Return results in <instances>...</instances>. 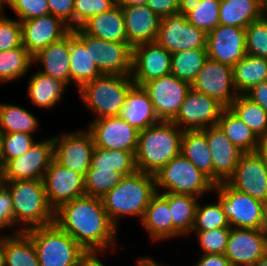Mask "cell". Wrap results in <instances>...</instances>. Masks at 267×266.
I'll return each instance as SVG.
<instances>
[{
  "mask_svg": "<svg viewBox=\"0 0 267 266\" xmlns=\"http://www.w3.org/2000/svg\"><path fill=\"white\" fill-rule=\"evenodd\" d=\"M54 222L89 254L104 253L116 245L117 228L101 198L84 195L63 204L55 211Z\"/></svg>",
  "mask_w": 267,
  "mask_h": 266,
  "instance_id": "6da1fadb",
  "label": "cell"
},
{
  "mask_svg": "<svg viewBox=\"0 0 267 266\" xmlns=\"http://www.w3.org/2000/svg\"><path fill=\"white\" fill-rule=\"evenodd\" d=\"M183 130L171 121H160L139 131L135 152L137 171L156 174L181 152Z\"/></svg>",
  "mask_w": 267,
  "mask_h": 266,
  "instance_id": "7a4b0ae2",
  "label": "cell"
},
{
  "mask_svg": "<svg viewBox=\"0 0 267 266\" xmlns=\"http://www.w3.org/2000/svg\"><path fill=\"white\" fill-rule=\"evenodd\" d=\"M157 193L153 174L136 171L124 176L121 181L102 198L108 218L118 229L121 216L142 217L151 198Z\"/></svg>",
  "mask_w": 267,
  "mask_h": 266,
  "instance_id": "3957f363",
  "label": "cell"
},
{
  "mask_svg": "<svg viewBox=\"0 0 267 266\" xmlns=\"http://www.w3.org/2000/svg\"><path fill=\"white\" fill-rule=\"evenodd\" d=\"M10 191L14 224L25 232L54 223L55 212L50 207L42 180L1 181ZM22 225V226H21Z\"/></svg>",
  "mask_w": 267,
  "mask_h": 266,
  "instance_id": "277c9868",
  "label": "cell"
},
{
  "mask_svg": "<svg viewBox=\"0 0 267 266\" xmlns=\"http://www.w3.org/2000/svg\"><path fill=\"white\" fill-rule=\"evenodd\" d=\"M32 239L40 266H80L89 255L55 222L25 231Z\"/></svg>",
  "mask_w": 267,
  "mask_h": 266,
  "instance_id": "5b68a950",
  "label": "cell"
},
{
  "mask_svg": "<svg viewBox=\"0 0 267 266\" xmlns=\"http://www.w3.org/2000/svg\"><path fill=\"white\" fill-rule=\"evenodd\" d=\"M131 75L102 74L79 89V97L94 113V119L118 116L129 89Z\"/></svg>",
  "mask_w": 267,
  "mask_h": 266,
  "instance_id": "8992f818",
  "label": "cell"
},
{
  "mask_svg": "<svg viewBox=\"0 0 267 266\" xmlns=\"http://www.w3.org/2000/svg\"><path fill=\"white\" fill-rule=\"evenodd\" d=\"M156 191L201 197L214 191L215 184L181 153L164 165L156 174Z\"/></svg>",
  "mask_w": 267,
  "mask_h": 266,
  "instance_id": "52a82bcc",
  "label": "cell"
},
{
  "mask_svg": "<svg viewBox=\"0 0 267 266\" xmlns=\"http://www.w3.org/2000/svg\"><path fill=\"white\" fill-rule=\"evenodd\" d=\"M214 190L231 228L261 229L265 203L236 190L227 182L216 184Z\"/></svg>",
  "mask_w": 267,
  "mask_h": 266,
  "instance_id": "ba28073f",
  "label": "cell"
},
{
  "mask_svg": "<svg viewBox=\"0 0 267 266\" xmlns=\"http://www.w3.org/2000/svg\"><path fill=\"white\" fill-rule=\"evenodd\" d=\"M74 35L90 47V56L102 74L131 75L132 47L128 42H112L85 34L80 28Z\"/></svg>",
  "mask_w": 267,
  "mask_h": 266,
  "instance_id": "9c48e42d",
  "label": "cell"
},
{
  "mask_svg": "<svg viewBox=\"0 0 267 266\" xmlns=\"http://www.w3.org/2000/svg\"><path fill=\"white\" fill-rule=\"evenodd\" d=\"M207 34L187 21L180 11L160 20L156 42L171 54L178 51L206 48Z\"/></svg>",
  "mask_w": 267,
  "mask_h": 266,
  "instance_id": "30bf717a",
  "label": "cell"
},
{
  "mask_svg": "<svg viewBox=\"0 0 267 266\" xmlns=\"http://www.w3.org/2000/svg\"><path fill=\"white\" fill-rule=\"evenodd\" d=\"M53 159V137L38 141L26 153L4 165L1 181L42 180Z\"/></svg>",
  "mask_w": 267,
  "mask_h": 266,
  "instance_id": "8fae6325",
  "label": "cell"
},
{
  "mask_svg": "<svg viewBox=\"0 0 267 266\" xmlns=\"http://www.w3.org/2000/svg\"><path fill=\"white\" fill-rule=\"evenodd\" d=\"M54 160L85 177L91 167L94 140L89 130L53 136Z\"/></svg>",
  "mask_w": 267,
  "mask_h": 266,
  "instance_id": "7c38bea8",
  "label": "cell"
},
{
  "mask_svg": "<svg viewBox=\"0 0 267 266\" xmlns=\"http://www.w3.org/2000/svg\"><path fill=\"white\" fill-rule=\"evenodd\" d=\"M224 108L214 98L191 88L171 122L183 131L206 129L218 124L220 114Z\"/></svg>",
  "mask_w": 267,
  "mask_h": 266,
  "instance_id": "4fadbf2b",
  "label": "cell"
},
{
  "mask_svg": "<svg viewBox=\"0 0 267 266\" xmlns=\"http://www.w3.org/2000/svg\"><path fill=\"white\" fill-rule=\"evenodd\" d=\"M46 197L54 212L63 204L86 195L85 177L54 159L43 176Z\"/></svg>",
  "mask_w": 267,
  "mask_h": 266,
  "instance_id": "5bb4252c",
  "label": "cell"
},
{
  "mask_svg": "<svg viewBox=\"0 0 267 266\" xmlns=\"http://www.w3.org/2000/svg\"><path fill=\"white\" fill-rule=\"evenodd\" d=\"M153 104L156 116L160 121H171L190 91L191 84L179 80L172 74L144 83Z\"/></svg>",
  "mask_w": 267,
  "mask_h": 266,
  "instance_id": "9a60e30c",
  "label": "cell"
},
{
  "mask_svg": "<svg viewBox=\"0 0 267 266\" xmlns=\"http://www.w3.org/2000/svg\"><path fill=\"white\" fill-rule=\"evenodd\" d=\"M191 87L199 93L214 98L224 107H229L238 95L233 82L232 67L209 58Z\"/></svg>",
  "mask_w": 267,
  "mask_h": 266,
  "instance_id": "2e32d148",
  "label": "cell"
},
{
  "mask_svg": "<svg viewBox=\"0 0 267 266\" xmlns=\"http://www.w3.org/2000/svg\"><path fill=\"white\" fill-rule=\"evenodd\" d=\"M172 54L157 42L143 43L132 48V73L134 84L144 83L171 74Z\"/></svg>",
  "mask_w": 267,
  "mask_h": 266,
  "instance_id": "e0dca14e",
  "label": "cell"
},
{
  "mask_svg": "<svg viewBox=\"0 0 267 266\" xmlns=\"http://www.w3.org/2000/svg\"><path fill=\"white\" fill-rule=\"evenodd\" d=\"M88 130L95 147L136 152L139 131L118 116L92 121Z\"/></svg>",
  "mask_w": 267,
  "mask_h": 266,
  "instance_id": "ac0fdd59",
  "label": "cell"
},
{
  "mask_svg": "<svg viewBox=\"0 0 267 266\" xmlns=\"http://www.w3.org/2000/svg\"><path fill=\"white\" fill-rule=\"evenodd\" d=\"M224 255L230 265L254 266L267 255V236L261 229L231 228Z\"/></svg>",
  "mask_w": 267,
  "mask_h": 266,
  "instance_id": "d6986e66",
  "label": "cell"
},
{
  "mask_svg": "<svg viewBox=\"0 0 267 266\" xmlns=\"http://www.w3.org/2000/svg\"><path fill=\"white\" fill-rule=\"evenodd\" d=\"M227 183L236 190L267 203V167L257 152L241 155Z\"/></svg>",
  "mask_w": 267,
  "mask_h": 266,
  "instance_id": "ffe728a7",
  "label": "cell"
},
{
  "mask_svg": "<svg viewBox=\"0 0 267 266\" xmlns=\"http://www.w3.org/2000/svg\"><path fill=\"white\" fill-rule=\"evenodd\" d=\"M208 58L233 67L246 54L245 29L218 25L207 33Z\"/></svg>",
  "mask_w": 267,
  "mask_h": 266,
  "instance_id": "44dd1931",
  "label": "cell"
},
{
  "mask_svg": "<svg viewBox=\"0 0 267 266\" xmlns=\"http://www.w3.org/2000/svg\"><path fill=\"white\" fill-rule=\"evenodd\" d=\"M21 28L22 44L32 56L62 39L72 30L61 19L51 14L21 21Z\"/></svg>",
  "mask_w": 267,
  "mask_h": 266,
  "instance_id": "7402d4cb",
  "label": "cell"
},
{
  "mask_svg": "<svg viewBox=\"0 0 267 266\" xmlns=\"http://www.w3.org/2000/svg\"><path fill=\"white\" fill-rule=\"evenodd\" d=\"M210 148L213 162V183L227 182L233 175L242 152L218 125L202 129Z\"/></svg>",
  "mask_w": 267,
  "mask_h": 266,
  "instance_id": "603a6c76",
  "label": "cell"
},
{
  "mask_svg": "<svg viewBox=\"0 0 267 266\" xmlns=\"http://www.w3.org/2000/svg\"><path fill=\"white\" fill-rule=\"evenodd\" d=\"M127 42L133 48L143 43L156 42L161 18L147 5L121 7Z\"/></svg>",
  "mask_w": 267,
  "mask_h": 266,
  "instance_id": "cb8c5ba5",
  "label": "cell"
},
{
  "mask_svg": "<svg viewBox=\"0 0 267 266\" xmlns=\"http://www.w3.org/2000/svg\"><path fill=\"white\" fill-rule=\"evenodd\" d=\"M118 117L129 125L142 131L160 122L147 91L143 86L134 84L126 96Z\"/></svg>",
  "mask_w": 267,
  "mask_h": 266,
  "instance_id": "d4e9b609",
  "label": "cell"
},
{
  "mask_svg": "<svg viewBox=\"0 0 267 266\" xmlns=\"http://www.w3.org/2000/svg\"><path fill=\"white\" fill-rule=\"evenodd\" d=\"M33 62L42 63L39 70L47 76L63 81L67 86L70 77V32L62 39L53 42L33 55Z\"/></svg>",
  "mask_w": 267,
  "mask_h": 266,
  "instance_id": "484cf974",
  "label": "cell"
},
{
  "mask_svg": "<svg viewBox=\"0 0 267 266\" xmlns=\"http://www.w3.org/2000/svg\"><path fill=\"white\" fill-rule=\"evenodd\" d=\"M85 34L112 42H127L125 20L121 6L94 15L79 27Z\"/></svg>",
  "mask_w": 267,
  "mask_h": 266,
  "instance_id": "4316f807",
  "label": "cell"
},
{
  "mask_svg": "<svg viewBox=\"0 0 267 266\" xmlns=\"http://www.w3.org/2000/svg\"><path fill=\"white\" fill-rule=\"evenodd\" d=\"M141 223L153 241L173 238V221L169 203L159 192L151 198Z\"/></svg>",
  "mask_w": 267,
  "mask_h": 266,
  "instance_id": "83f0119b",
  "label": "cell"
},
{
  "mask_svg": "<svg viewBox=\"0 0 267 266\" xmlns=\"http://www.w3.org/2000/svg\"><path fill=\"white\" fill-rule=\"evenodd\" d=\"M180 153L213 182L211 152L202 130L183 131Z\"/></svg>",
  "mask_w": 267,
  "mask_h": 266,
  "instance_id": "f1b7e54d",
  "label": "cell"
},
{
  "mask_svg": "<svg viewBox=\"0 0 267 266\" xmlns=\"http://www.w3.org/2000/svg\"><path fill=\"white\" fill-rule=\"evenodd\" d=\"M99 71L90 56V47L85 45L70 31V77L79 90L85 83L99 77Z\"/></svg>",
  "mask_w": 267,
  "mask_h": 266,
  "instance_id": "f546056e",
  "label": "cell"
},
{
  "mask_svg": "<svg viewBox=\"0 0 267 266\" xmlns=\"http://www.w3.org/2000/svg\"><path fill=\"white\" fill-rule=\"evenodd\" d=\"M5 252V266H40L32 239L19 229L0 236Z\"/></svg>",
  "mask_w": 267,
  "mask_h": 266,
  "instance_id": "4dcf8cb0",
  "label": "cell"
},
{
  "mask_svg": "<svg viewBox=\"0 0 267 266\" xmlns=\"http://www.w3.org/2000/svg\"><path fill=\"white\" fill-rule=\"evenodd\" d=\"M28 96L39 108L51 109L62 99L67 85L39 70L28 81Z\"/></svg>",
  "mask_w": 267,
  "mask_h": 266,
  "instance_id": "1f68e13d",
  "label": "cell"
},
{
  "mask_svg": "<svg viewBox=\"0 0 267 266\" xmlns=\"http://www.w3.org/2000/svg\"><path fill=\"white\" fill-rule=\"evenodd\" d=\"M169 203L173 221V238L192 232L198 197L173 193H160Z\"/></svg>",
  "mask_w": 267,
  "mask_h": 266,
  "instance_id": "d6a6232c",
  "label": "cell"
},
{
  "mask_svg": "<svg viewBox=\"0 0 267 266\" xmlns=\"http://www.w3.org/2000/svg\"><path fill=\"white\" fill-rule=\"evenodd\" d=\"M260 0H220L219 25L246 28L260 19Z\"/></svg>",
  "mask_w": 267,
  "mask_h": 266,
  "instance_id": "836d02e7",
  "label": "cell"
},
{
  "mask_svg": "<svg viewBox=\"0 0 267 266\" xmlns=\"http://www.w3.org/2000/svg\"><path fill=\"white\" fill-rule=\"evenodd\" d=\"M233 82L238 94H244L251 87L267 81V59L246 54L233 67Z\"/></svg>",
  "mask_w": 267,
  "mask_h": 266,
  "instance_id": "e575fe53",
  "label": "cell"
},
{
  "mask_svg": "<svg viewBox=\"0 0 267 266\" xmlns=\"http://www.w3.org/2000/svg\"><path fill=\"white\" fill-rule=\"evenodd\" d=\"M217 125L242 152H256L259 138L229 107L222 110Z\"/></svg>",
  "mask_w": 267,
  "mask_h": 266,
  "instance_id": "d590c367",
  "label": "cell"
},
{
  "mask_svg": "<svg viewBox=\"0 0 267 266\" xmlns=\"http://www.w3.org/2000/svg\"><path fill=\"white\" fill-rule=\"evenodd\" d=\"M220 0H183L187 21L206 34L219 25Z\"/></svg>",
  "mask_w": 267,
  "mask_h": 266,
  "instance_id": "8d00e7d4",
  "label": "cell"
},
{
  "mask_svg": "<svg viewBox=\"0 0 267 266\" xmlns=\"http://www.w3.org/2000/svg\"><path fill=\"white\" fill-rule=\"evenodd\" d=\"M39 123L33 113L21 106L0 103V134H33V132L39 129Z\"/></svg>",
  "mask_w": 267,
  "mask_h": 266,
  "instance_id": "74e56055",
  "label": "cell"
},
{
  "mask_svg": "<svg viewBox=\"0 0 267 266\" xmlns=\"http://www.w3.org/2000/svg\"><path fill=\"white\" fill-rule=\"evenodd\" d=\"M91 167L117 171L123 176L134 174L137 171L135 152L94 147Z\"/></svg>",
  "mask_w": 267,
  "mask_h": 266,
  "instance_id": "f35d334b",
  "label": "cell"
},
{
  "mask_svg": "<svg viewBox=\"0 0 267 266\" xmlns=\"http://www.w3.org/2000/svg\"><path fill=\"white\" fill-rule=\"evenodd\" d=\"M229 108L260 139L267 136V111L244 94H238Z\"/></svg>",
  "mask_w": 267,
  "mask_h": 266,
  "instance_id": "ab89813d",
  "label": "cell"
},
{
  "mask_svg": "<svg viewBox=\"0 0 267 266\" xmlns=\"http://www.w3.org/2000/svg\"><path fill=\"white\" fill-rule=\"evenodd\" d=\"M208 59L207 48L178 51L171 56V74L192 84Z\"/></svg>",
  "mask_w": 267,
  "mask_h": 266,
  "instance_id": "60d3db41",
  "label": "cell"
},
{
  "mask_svg": "<svg viewBox=\"0 0 267 266\" xmlns=\"http://www.w3.org/2000/svg\"><path fill=\"white\" fill-rule=\"evenodd\" d=\"M33 56L22 45L20 47L0 51V83L20 79L32 67Z\"/></svg>",
  "mask_w": 267,
  "mask_h": 266,
  "instance_id": "b9f144b4",
  "label": "cell"
},
{
  "mask_svg": "<svg viewBox=\"0 0 267 266\" xmlns=\"http://www.w3.org/2000/svg\"><path fill=\"white\" fill-rule=\"evenodd\" d=\"M123 177L124 176L117 171L90 167L85 175V193L88 196L102 198L113 189Z\"/></svg>",
  "mask_w": 267,
  "mask_h": 266,
  "instance_id": "7bdbcfd3",
  "label": "cell"
},
{
  "mask_svg": "<svg viewBox=\"0 0 267 266\" xmlns=\"http://www.w3.org/2000/svg\"><path fill=\"white\" fill-rule=\"evenodd\" d=\"M230 227L220 202L197 205L192 230L207 231L214 228Z\"/></svg>",
  "mask_w": 267,
  "mask_h": 266,
  "instance_id": "ee69618b",
  "label": "cell"
},
{
  "mask_svg": "<svg viewBox=\"0 0 267 266\" xmlns=\"http://www.w3.org/2000/svg\"><path fill=\"white\" fill-rule=\"evenodd\" d=\"M35 143L32 134L29 133L0 134V149L3 165L9 160L26 153Z\"/></svg>",
  "mask_w": 267,
  "mask_h": 266,
  "instance_id": "f6af8a7d",
  "label": "cell"
},
{
  "mask_svg": "<svg viewBox=\"0 0 267 266\" xmlns=\"http://www.w3.org/2000/svg\"><path fill=\"white\" fill-rule=\"evenodd\" d=\"M246 52L267 59V21L258 19L245 28Z\"/></svg>",
  "mask_w": 267,
  "mask_h": 266,
  "instance_id": "bcb514c9",
  "label": "cell"
},
{
  "mask_svg": "<svg viewBox=\"0 0 267 266\" xmlns=\"http://www.w3.org/2000/svg\"><path fill=\"white\" fill-rule=\"evenodd\" d=\"M116 6V0H75L73 29L79 28L94 15L107 12Z\"/></svg>",
  "mask_w": 267,
  "mask_h": 266,
  "instance_id": "7dc6e473",
  "label": "cell"
},
{
  "mask_svg": "<svg viewBox=\"0 0 267 266\" xmlns=\"http://www.w3.org/2000/svg\"><path fill=\"white\" fill-rule=\"evenodd\" d=\"M231 227L214 228L207 231H195L203 254H224Z\"/></svg>",
  "mask_w": 267,
  "mask_h": 266,
  "instance_id": "c3c4849f",
  "label": "cell"
},
{
  "mask_svg": "<svg viewBox=\"0 0 267 266\" xmlns=\"http://www.w3.org/2000/svg\"><path fill=\"white\" fill-rule=\"evenodd\" d=\"M21 22L12 20L0 12V51H6L22 46Z\"/></svg>",
  "mask_w": 267,
  "mask_h": 266,
  "instance_id": "681fc988",
  "label": "cell"
},
{
  "mask_svg": "<svg viewBox=\"0 0 267 266\" xmlns=\"http://www.w3.org/2000/svg\"><path fill=\"white\" fill-rule=\"evenodd\" d=\"M6 5L17 14L20 22L50 14L48 0H8Z\"/></svg>",
  "mask_w": 267,
  "mask_h": 266,
  "instance_id": "f907efd6",
  "label": "cell"
},
{
  "mask_svg": "<svg viewBox=\"0 0 267 266\" xmlns=\"http://www.w3.org/2000/svg\"><path fill=\"white\" fill-rule=\"evenodd\" d=\"M10 227H15L12 197L10 191L0 183V231Z\"/></svg>",
  "mask_w": 267,
  "mask_h": 266,
  "instance_id": "816d5d0a",
  "label": "cell"
},
{
  "mask_svg": "<svg viewBox=\"0 0 267 266\" xmlns=\"http://www.w3.org/2000/svg\"><path fill=\"white\" fill-rule=\"evenodd\" d=\"M75 0H48L51 15L61 19L73 29V10Z\"/></svg>",
  "mask_w": 267,
  "mask_h": 266,
  "instance_id": "f5cc1de1",
  "label": "cell"
},
{
  "mask_svg": "<svg viewBox=\"0 0 267 266\" xmlns=\"http://www.w3.org/2000/svg\"><path fill=\"white\" fill-rule=\"evenodd\" d=\"M146 5L162 18L182 11L183 0H148Z\"/></svg>",
  "mask_w": 267,
  "mask_h": 266,
  "instance_id": "db71d44e",
  "label": "cell"
},
{
  "mask_svg": "<svg viewBox=\"0 0 267 266\" xmlns=\"http://www.w3.org/2000/svg\"><path fill=\"white\" fill-rule=\"evenodd\" d=\"M244 95L267 111V81L251 87Z\"/></svg>",
  "mask_w": 267,
  "mask_h": 266,
  "instance_id": "11a10c76",
  "label": "cell"
},
{
  "mask_svg": "<svg viewBox=\"0 0 267 266\" xmlns=\"http://www.w3.org/2000/svg\"><path fill=\"white\" fill-rule=\"evenodd\" d=\"M195 266H230L224 254H203Z\"/></svg>",
  "mask_w": 267,
  "mask_h": 266,
  "instance_id": "9f6ffc18",
  "label": "cell"
},
{
  "mask_svg": "<svg viewBox=\"0 0 267 266\" xmlns=\"http://www.w3.org/2000/svg\"><path fill=\"white\" fill-rule=\"evenodd\" d=\"M256 152L262 158L267 167V136L259 139Z\"/></svg>",
  "mask_w": 267,
  "mask_h": 266,
  "instance_id": "6f0895ef",
  "label": "cell"
},
{
  "mask_svg": "<svg viewBox=\"0 0 267 266\" xmlns=\"http://www.w3.org/2000/svg\"><path fill=\"white\" fill-rule=\"evenodd\" d=\"M98 254H89L80 264V266H105L97 257Z\"/></svg>",
  "mask_w": 267,
  "mask_h": 266,
  "instance_id": "680465c9",
  "label": "cell"
},
{
  "mask_svg": "<svg viewBox=\"0 0 267 266\" xmlns=\"http://www.w3.org/2000/svg\"><path fill=\"white\" fill-rule=\"evenodd\" d=\"M148 0H116V5L124 6H136V5H146Z\"/></svg>",
  "mask_w": 267,
  "mask_h": 266,
  "instance_id": "91938a15",
  "label": "cell"
},
{
  "mask_svg": "<svg viewBox=\"0 0 267 266\" xmlns=\"http://www.w3.org/2000/svg\"><path fill=\"white\" fill-rule=\"evenodd\" d=\"M136 266H166V265L158 264L155 260H153L152 258H148L146 256V257H141L137 261Z\"/></svg>",
  "mask_w": 267,
  "mask_h": 266,
  "instance_id": "94428289",
  "label": "cell"
},
{
  "mask_svg": "<svg viewBox=\"0 0 267 266\" xmlns=\"http://www.w3.org/2000/svg\"><path fill=\"white\" fill-rule=\"evenodd\" d=\"M260 19L267 21V0H260Z\"/></svg>",
  "mask_w": 267,
  "mask_h": 266,
  "instance_id": "6125c7cd",
  "label": "cell"
},
{
  "mask_svg": "<svg viewBox=\"0 0 267 266\" xmlns=\"http://www.w3.org/2000/svg\"><path fill=\"white\" fill-rule=\"evenodd\" d=\"M261 230L267 236V203H265L264 209H263V220H262Z\"/></svg>",
  "mask_w": 267,
  "mask_h": 266,
  "instance_id": "be15d7a7",
  "label": "cell"
},
{
  "mask_svg": "<svg viewBox=\"0 0 267 266\" xmlns=\"http://www.w3.org/2000/svg\"><path fill=\"white\" fill-rule=\"evenodd\" d=\"M0 266H5V252L1 241H0Z\"/></svg>",
  "mask_w": 267,
  "mask_h": 266,
  "instance_id": "e7e4bbea",
  "label": "cell"
},
{
  "mask_svg": "<svg viewBox=\"0 0 267 266\" xmlns=\"http://www.w3.org/2000/svg\"><path fill=\"white\" fill-rule=\"evenodd\" d=\"M254 266H267V255L264 256L257 264Z\"/></svg>",
  "mask_w": 267,
  "mask_h": 266,
  "instance_id": "03108f58",
  "label": "cell"
},
{
  "mask_svg": "<svg viewBox=\"0 0 267 266\" xmlns=\"http://www.w3.org/2000/svg\"><path fill=\"white\" fill-rule=\"evenodd\" d=\"M8 0H0V12H3L4 4H7Z\"/></svg>",
  "mask_w": 267,
  "mask_h": 266,
  "instance_id": "003e7915",
  "label": "cell"
},
{
  "mask_svg": "<svg viewBox=\"0 0 267 266\" xmlns=\"http://www.w3.org/2000/svg\"><path fill=\"white\" fill-rule=\"evenodd\" d=\"M3 168H4V165H3V163H2L1 149H0V177H1L2 172H3Z\"/></svg>",
  "mask_w": 267,
  "mask_h": 266,
  "instance_id": "a7ac6f4b",
  "label": "cell"
}]
</instances>
